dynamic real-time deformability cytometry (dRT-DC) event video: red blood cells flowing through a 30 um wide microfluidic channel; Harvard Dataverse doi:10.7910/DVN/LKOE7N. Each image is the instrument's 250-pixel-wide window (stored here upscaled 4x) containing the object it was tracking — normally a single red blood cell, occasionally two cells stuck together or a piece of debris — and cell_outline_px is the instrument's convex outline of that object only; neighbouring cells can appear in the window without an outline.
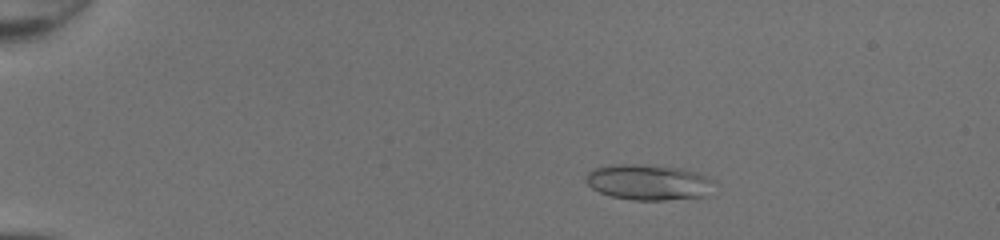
{"species": "common noctule bat (a hibernating species)", "species_latin": "Nyctalus noctula", "temperature_condition": "room temperature", "stored_images_in_passage": 51, "camera_frame_rate_fps": 3000, "um_per_image_px": 0.085, "animal": {"sex": "female", "body_mass_g": 20.0, "forearm_length_mm": 54.0}, "frame": {"image": 1, "passage_image": 11, "time_ms": 3.333, "image_size_px": [1000, 240], "cell_outline_px": [[716, 180], [708, 196], [664, 200], [632, 200], [612, 196], [600, 192], [592, 188], [584, 180], [588, 172], [596, 168], [608, 164], [640, 164], [680, 168], [696, 172], [708, 176]], "centroid_in_image_um": [55.15, 15.48], "position_along_channel_um": 29.8, "area_um2": 26.88}}
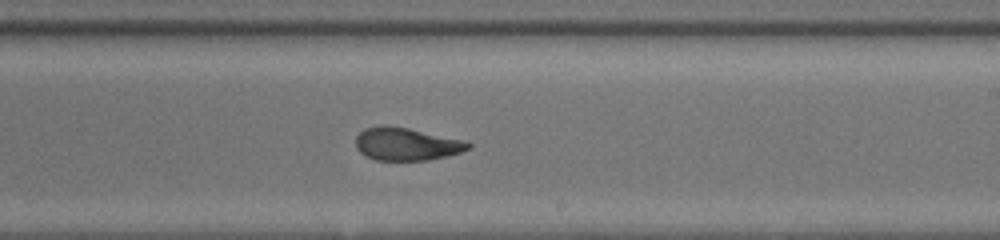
{"frame": {"image": 2, "passage_image": 33, "time_ms": 10.667, "image_size_px": [1000, 240], "cell_outline_px": [[472, 148], [448, 156], [428, 160], [376, 160], [364, 156], [356, 148], [356, 136], [364, 128], [380, 124], [384, 124], [408, 128], [468, 140], [472, 144]], "centroid_in_image_um": [34.57, 12.23], "position_along_channel_um": 254.4, "area_um2": 21.96}}
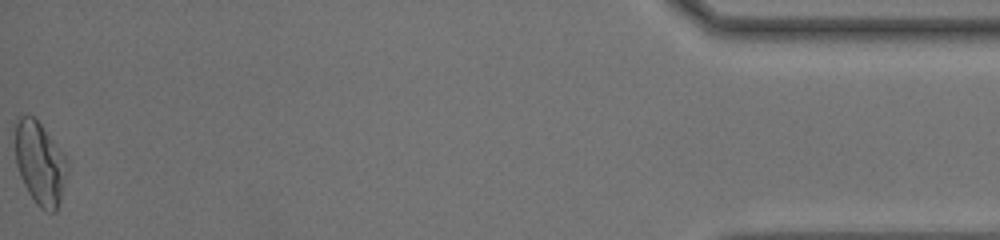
{"frame": {"image": 3, "passage_image": 51, "time_ms": 16.667, "image_size_px": [1000, 240], "cell_outline_px": [[68, 168], [60, 200], [56, 212], [48, 212], [40, 208], [36, 204], [28, 192], [20, 176], [16, 164], [16, 120], [20, 116], [32, 116], [40, 124], [68, 160]], "centroid_in_image_um": [3.4, 13.92], "position_along_channel_um": 431.8, "area_um2": 24.8}, "authors_computed_cell_mechanics": {"area_um2": 23.3512, "velocity_mm_per_s": 4.3426, "shape_relaxation_time_tau1_ms": 8.4803, "shape_relaxation_time_tau2_ms": 1.0426, "deformation_change_tau1": 0.2712, "deformation_change_tau2": 0.0696}}